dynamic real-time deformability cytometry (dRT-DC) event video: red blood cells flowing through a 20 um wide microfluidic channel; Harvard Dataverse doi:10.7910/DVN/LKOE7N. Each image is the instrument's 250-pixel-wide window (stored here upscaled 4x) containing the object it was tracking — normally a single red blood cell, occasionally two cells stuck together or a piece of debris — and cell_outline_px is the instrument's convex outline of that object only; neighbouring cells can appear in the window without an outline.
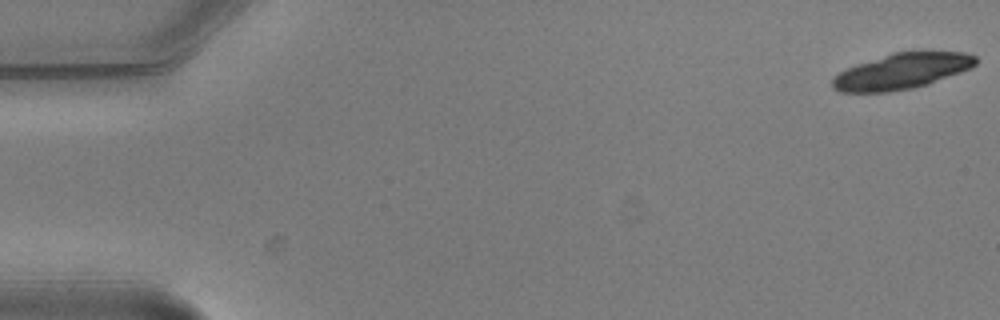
{"species": "common noctule bat (a hibernating species)", "species_latin": "Nyctalus noctula", "temperature_condition": "warm", "stored_images_in_passage": 3, "camera_frame_rate_fps": 3000, "um_per_image_px": 0.085, "animal": {"sex": "male", "body_mass_g": 20.5, "forearm_length_mm": 52.5}, "frame": {"image": 1, "passage_image": 1, "time_ms": 0.0, "image_size_px": [1000, 320], "cell_outline_px": [[976, 64], [972, 68], [928, 84], [912, 88], [888, 92], [840, 92], [832, 88], [832, 80], [840, 72], [856, 64], [892, 52], [964, 52], [976, 56]], "centroid_in_image_um": [76.65, 6.06], "position_along_channel_um": 8.3, "area_um2": 29.65}}